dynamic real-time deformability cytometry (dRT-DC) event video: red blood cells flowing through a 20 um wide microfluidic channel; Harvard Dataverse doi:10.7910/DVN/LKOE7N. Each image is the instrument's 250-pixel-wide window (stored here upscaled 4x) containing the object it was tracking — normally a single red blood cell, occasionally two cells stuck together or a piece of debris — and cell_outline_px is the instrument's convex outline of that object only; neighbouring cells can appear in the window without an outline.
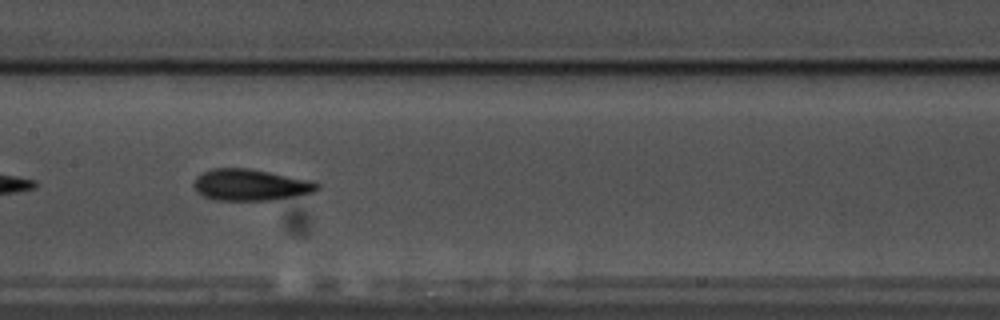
{"species": "common noctule bat (a hibernating species)", "species_latin": "Nyctalus noctula", "temperature_condition": "warm", "stored_images_in_passage": 41, "camera_frame_rate_fps": 3000, "um_per_image_px": 0.085, "animal": {"sex": "male", "body_mass_g": 17.5, "forearm_length_mm": 52.3}, "frame": {"image": 1, "passage_image": 12, "time_ms": 3.667, "image_size_px": [1000, 320], "cell_outline_px": [[320, 188], [312, 192], [272, 200], [212, 200], [196, 192], [192, 184], [196, 176], [212, 168], [248, 168], [312, 180], [320, 184]], "centroid_in_image_um": [21.25, 15.71], "position_along_channel_um": 186.1, "area_um2": 22.66}, "authors_computed_cell_mechanics": {"area_um2": 21.3282, "velocity_mm_per_s": 3.5359, "shape_relaxation_time_tau1_ms": 4.2853, "shape_relaxation_time_tau2_ms": 2.4033, "deformation_change_tau1": 0.1449, "deformation_change_tau2": 0.1024}}